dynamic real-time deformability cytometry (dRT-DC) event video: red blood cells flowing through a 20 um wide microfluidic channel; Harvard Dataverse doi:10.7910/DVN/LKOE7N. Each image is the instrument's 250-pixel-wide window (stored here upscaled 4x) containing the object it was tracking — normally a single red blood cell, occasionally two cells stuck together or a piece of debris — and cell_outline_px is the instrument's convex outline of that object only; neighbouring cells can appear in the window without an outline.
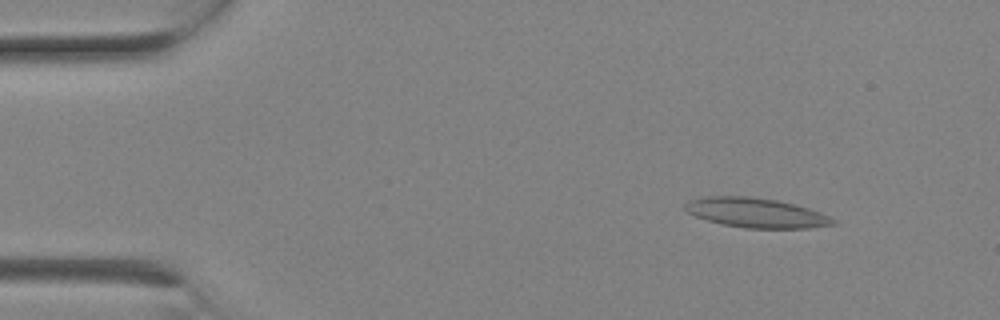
{"species": "Egyptian fruit bat (a non-hibernating species)", "species_latin": "Rousettus aegyptiacus", "temperature_condition": "room temperature", "stored_images_in_passage": 8, "camera_frame_rate_fps": 3000, "um_per_image_px": 0.085, "animal": {"sex": "female"}, "frame": {"image": 1, "passage_image": 3, "time_ms": 0.667, "image_size_px": [1000, 320], "cell_outline_px": [[836, 224], [808, 228], [744, 228], [724, 224], [708, 220], [696, 216], [688, 212], [684, 208], [684, 204], [688, 200], [704, 196], [748, 196], [776, 200], [808, 208], [820, 212], [836, 220]], "centroid_in_image_um": [64.25, 18.08], "position_along_channel_um": 20.8, "area_um2": 25.37}}
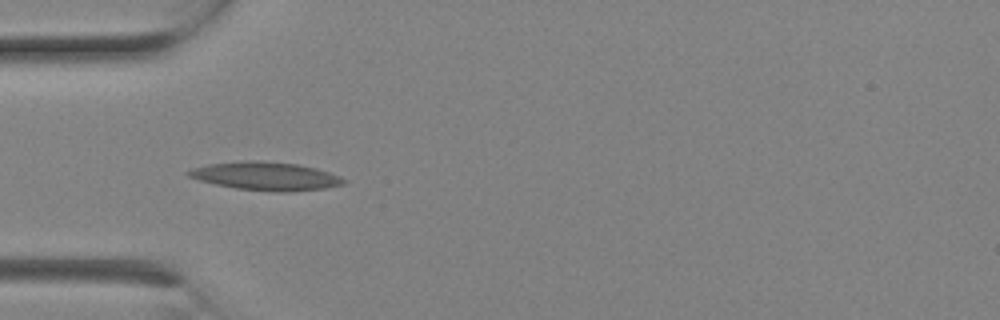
{"frame": {"image": 2, "passage_image": 7, "time_ms": 2.0, "image_size_px": [1000, 320], "cell_outline_px": [[348, 180], [344, 184], [324, 188], [288, 192], [276, 192], [236, 188], [216, 184], [200, 180], [188, 176], [184, 172], [192, 168], [208, 164], [240, 160], [256, 160], [296, 164], [316, 168], [340, 176]], "centroid_in_image_um": [22.58, 14.96], "position_along_channel_um": 62.4, "area_um2": 25.61}}